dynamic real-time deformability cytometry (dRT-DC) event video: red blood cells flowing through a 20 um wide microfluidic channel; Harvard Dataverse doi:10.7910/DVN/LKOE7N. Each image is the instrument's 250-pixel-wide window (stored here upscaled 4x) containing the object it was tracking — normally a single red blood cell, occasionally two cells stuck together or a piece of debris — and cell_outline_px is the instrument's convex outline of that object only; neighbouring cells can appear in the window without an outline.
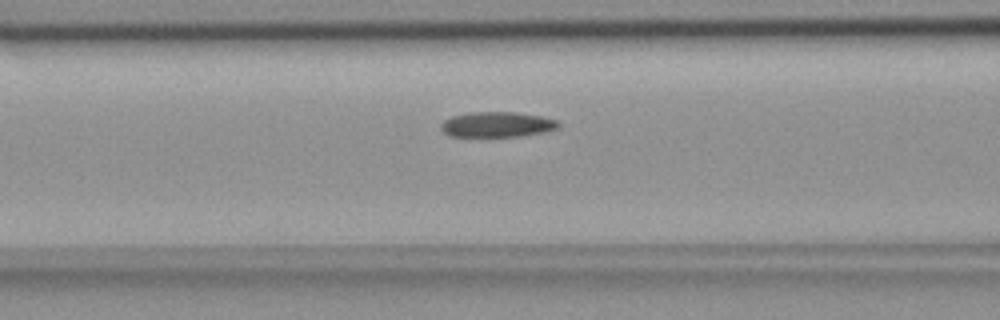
{"species": "common noctule bat (a hibernating species)", "species_latin": "Nyctalus noctula", "temperature_condition": "room temperature", "stored_images_in_passage": 44, "camera_frame_rate_fps": 3000, "um_per_image_px": 0.085, "animal": {"sex": "female", "body_mass_g": 18.4}, "frame": {"image": 1, "passage_image": 11, "time_ms": 3.333, "image_size_px": [1000, 320], "cell_outline_px": [[560, 128], [544, 132], [520, 136], [448, 136], [440, 128], [440, 124], [444, 120], [452, 116], [468, 112], [516, 112], [540, 116], [556, 120], [560, 124]], "centroid_in_image_um": [42.24, 10.58], "position_along_channel_um": 124.4, "area_um2": 17.34}}
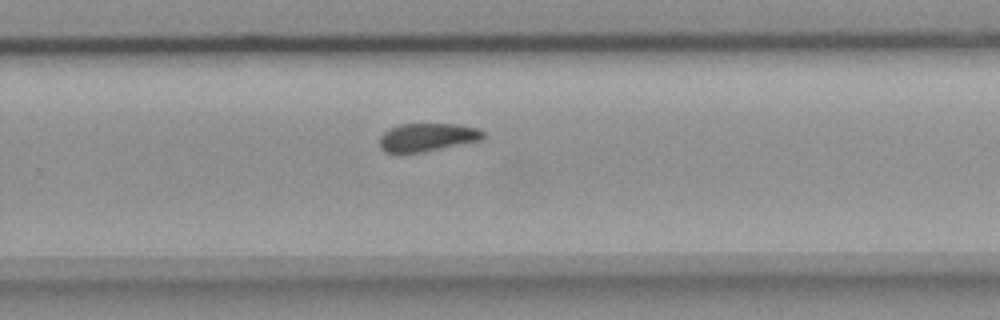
{"frame": {"image": 2, "passage_image": 25, "time_ms": 8.0, "image_size_px": [1000, 320], "cell_outline_px": [[484, 140], [424, 152], [400, 156], [384, 152], [380, 148], [380, 136], [388, 128], [400, 124], [456, 124], [476, 128], [484, 132]], "centroid_in_image_um": [36.26, 11.71], "position_along_channel_um": 293.5, "area_um2": 17.69}}
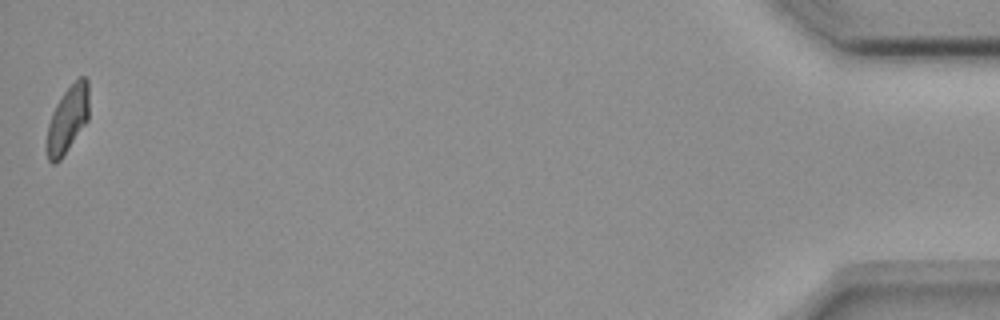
{"frame": {"image": 3, "passage_image": 44, "time_ms": 14.333, "image_size_px": [1000, 320], "cell_outline_px": [[88, 120], [60, 160], [56, 164], [52, 164], [48, 160], [44, 148], [48, 124], [52, 112], [56, 104], [64, 92], [80, 76], [84, 76], [88, 80]], "centroid_in_image_um": [5.71, 10.2], "position_along_channel_um": 429.5, "area_um2": 16.59}, "authors_computed_cell_mechanics": {"area_um2": 17.6868, "velocity_mm_per_s": 3.646, "shape_relaxation_time_tau1_ms": null, "shape_relaxation_time_tau2_ms": 5.342, "deformation_change_tau1": null, "deformation_change_tau2": 0.1041}}